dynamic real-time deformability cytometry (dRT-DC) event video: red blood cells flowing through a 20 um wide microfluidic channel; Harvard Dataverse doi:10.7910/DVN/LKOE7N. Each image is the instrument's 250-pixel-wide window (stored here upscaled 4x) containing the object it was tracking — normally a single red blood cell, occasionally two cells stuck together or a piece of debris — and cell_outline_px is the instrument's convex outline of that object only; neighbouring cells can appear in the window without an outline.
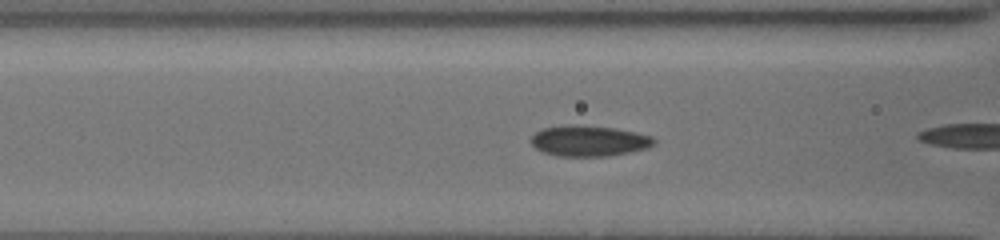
{"species": "common noctule bat (a hibernating species)", "species_latin": "Nyctalus noctula", "temperature_condition": "cold", "stored_images_in_passage": 5, "camera_frame_rate_fps": 3000, "um_per_image_px": 0.085, "animal": {"sex": "female", "body_mass_g": 19.5, "forearm_length_mm": 54.1}, "frame": {"image": 1, "passage_image": 3, "time_ms": 0.667, "image_size_px": [1000, 240], "cell_outline_px": [[656, 144], [648, 148], [608, 156], [556, 156], [544, 152], [536, 148], [532, 144], [532, 136], [536, 132], [544, 128], [612, 128], [652, 136], [656, 140]], "centroid_in_image_um": [50.13, 12.04], "position_along_channel_um": 116.5, "area_um2": 20.81}}